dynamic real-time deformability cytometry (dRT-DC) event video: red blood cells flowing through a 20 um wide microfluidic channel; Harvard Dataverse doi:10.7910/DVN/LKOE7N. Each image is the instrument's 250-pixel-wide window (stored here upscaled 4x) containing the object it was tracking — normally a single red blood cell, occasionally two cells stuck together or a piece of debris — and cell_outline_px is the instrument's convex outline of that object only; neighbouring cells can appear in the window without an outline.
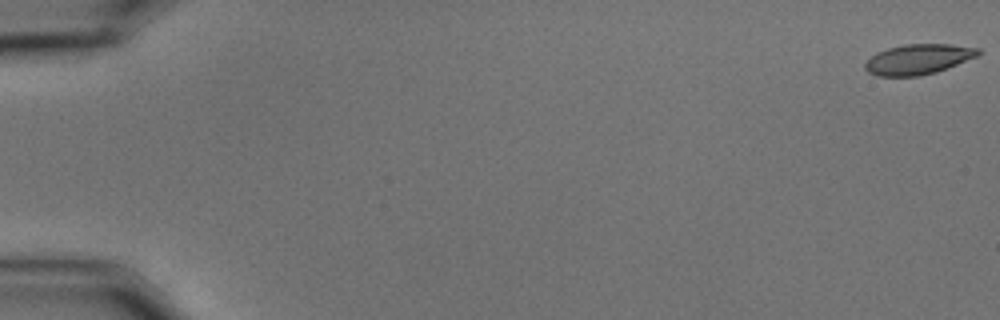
{"species": "common noctule bat (a hibernating species)", "species_latin": "Nyctalus noctula", "temperature_condition": "cold", "stored_images_in_passage": 59, "camera_frame_rate_fps": 3000, "um_per_image_px": 0.085, "animal": {"sex": "male", "body_mass_g": 15.6}, "frame": {"image": 1, "passage_image": 1, "time_ms": 0.0, "image_size_px": [1000, 320], "cell_outline_px": [[980, 52], [976, 56], [936, 72], [920, 76], [876, 76], [868, 72], [864, 68], [864, 64], [876, 52], [888, 48], [904, 44], [952, 44], [980, 48]], "centroid_in_image_um": [78.01, 5.03], "position_along_channel_um": 7.0, "area_um2": 19.83}}
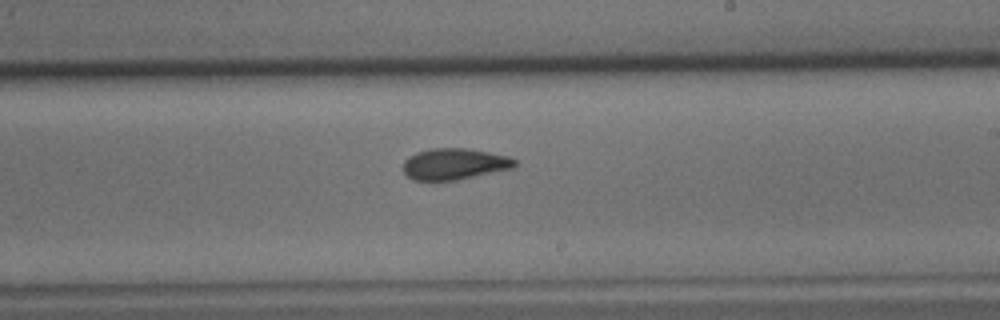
{"frame": {"image": 2, "passage_image": 36, "time_ms": 11.667, "image_size_px": [1000, 320], "cell_outline_px": [[516, 164], [512, 168], [456, 180], [412, 180], [404, 172], [404, 160], [408, 156], [416, 152], [428, 148], [464, 148], [488, 152], [508, 156], [516, 160]], "centroid_in_image_um": [38.59, 13.93], "position_along_channel_um": 250.4, "area_um2": 20.23}}
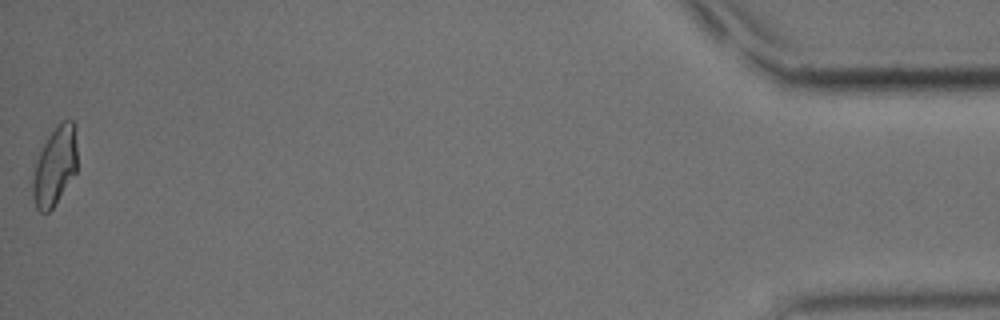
{"frame": {"image": 3, "passage_image": 59, "time_ms": 19.333, "image_size_px": [1000, 320], "cell_outline_px": [[76, 172], [52, 208], [48, 212], [40, 212], [36, 208], [32, 196], [32, 164], [48, 136], [64, 120], [72, 120], [76, 124]], "centroid_in_image_um": [4.63, 14.12], "position_along_channel_um": 430.6, "area_um2": 20.58}, "authors_computed_cell_mechanics": {"area_um2": 20.4612, "velocity_mm_per_s": 3.4818, "shape_relaxation_time_tau1_ms": 9.986, "shape_relaxation_time_tau2_ms": 1.1844, "deformation_change_tau1": 0.2062, "deformation_change_tau2": 0.0558}}